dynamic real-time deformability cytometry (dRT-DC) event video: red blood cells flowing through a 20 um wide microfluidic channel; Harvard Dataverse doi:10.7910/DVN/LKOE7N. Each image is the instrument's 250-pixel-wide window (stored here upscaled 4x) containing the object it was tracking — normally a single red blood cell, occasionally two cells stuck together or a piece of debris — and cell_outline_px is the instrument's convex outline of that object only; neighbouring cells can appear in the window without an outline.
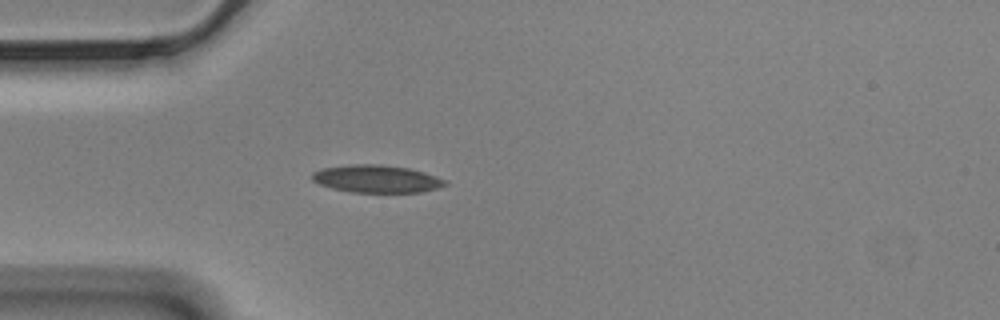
{"species": "Egyptian fruit bat (a non-hibernating species)", "species_latin": "Rousettus aegyptiacus", "temperature_condition": "cold", "stored_images_in_passage": 42, "camera_frame_rate_fps": 3000, "um_per_image_px": 0.085, "animal": {"sex": "male"}, "frame": {"image": 1, "passage_image": 1, "time_ms": 0.0, "image_size_px": [1000, 320], "cell_outline_px": [[448, 184], [424, 192], [348, 192], [332, 188], [320, 184], [312, 180], [312, 172], [324, 168], [352, 164], [380, 164], [408, 168], [424, 172], [436, 176], [444, 180]], "centroid_in_image_um": [32.0, 15.2], "position_along_channel_um": 53.0, "area_um2": 21.27}}
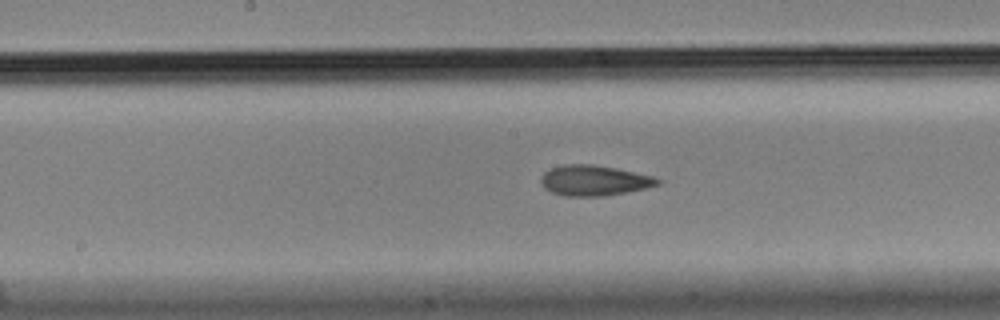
{"frame": {"image": 2, "passage_image": 14, "time_ms": 4.333, "image_size_px": [1000, 320], "cell_outline_px": [[660, 184], [648, 188], [628, 192], [604, 196], [564, 196], [552, 192], [544, 188], [540, 184], [540, 176], [544, 172], [552, 168], [564, 164], [592, 164], [616, 168], [652, 176], [660, 180]], "centroid_in_image_um": [50.48, 15.34], "position_along_channel_um": 197.7, "area_um2": 20.81}}
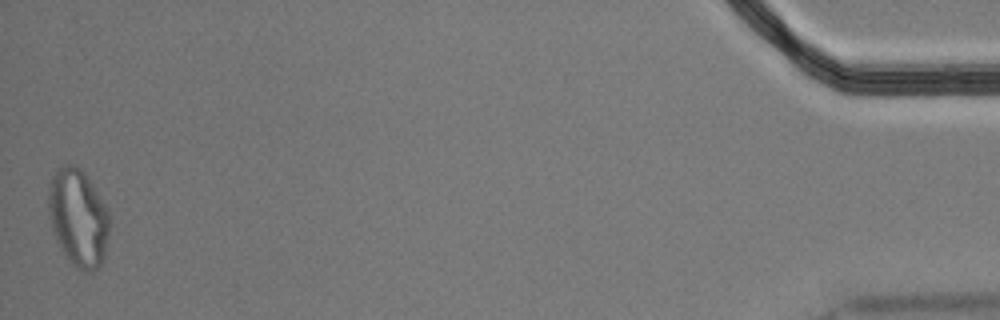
{"frame": {"image": 3, "passage_image": 42, "time_ms": 13.667, "image_size_px": [1000, 320], "cell_outline_px": [[108, 232], [104, 256], [100, 264], [92, 272], [84, 272], [76, 268], [64, 256], [56, 240], [48, 216], [48, 188], [52, 176], [56, 168], [64, 164], [76, 164], [84, 172], [108, 208]], "centroid_in_image_um": [6.61, 18.49], "position_along_channel_um": 428.6, "area_um2": 34.91}, "authors_computed_cell_mechanics": {"area_um2": 20.7791, "velocity_mm_per_s": 3.4774, "shape_relaxation_time_tau1_ms": null, "shape_relaxation_time_tau2_ms": 3.2515, "deformation_change_tau1": null, "deformation_change_tau2": 0.0962}}